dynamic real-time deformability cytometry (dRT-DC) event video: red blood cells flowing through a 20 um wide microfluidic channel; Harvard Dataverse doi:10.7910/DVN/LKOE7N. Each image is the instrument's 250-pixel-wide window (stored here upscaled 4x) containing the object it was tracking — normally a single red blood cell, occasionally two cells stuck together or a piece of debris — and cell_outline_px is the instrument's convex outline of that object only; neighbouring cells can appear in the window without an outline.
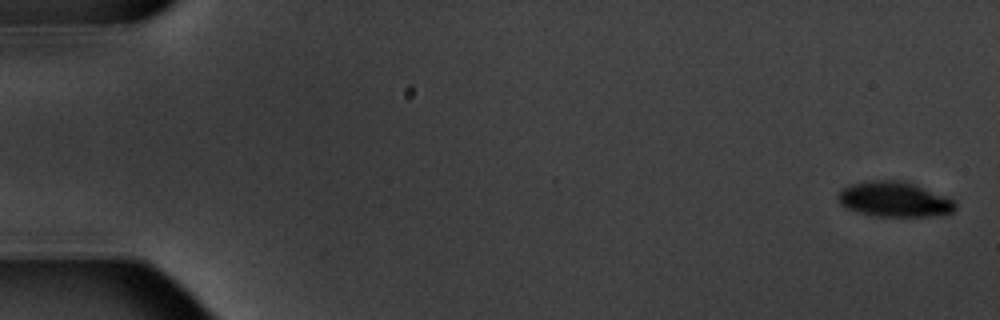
{"species": "common noctule bat (a hibernating species)", "species_latin": "Nyctalus noctula", "temperature_condition": "warm", "stored_images_in_passage": 7, "camera_frame_rate_fps": 3000, "um_per_image_px": 0.085, "animal": {"sex": "male", "body_mass_g": 20.1, "forearm_length_mm": 53.5}, "frame": {"image": 1, "passage_image": 1, "time_ms": 0.0, "image_size_px": [1000, 320], "cell_outline_px": [[956, 208], [952, 212], [932, 216], [872, 216], [856, 212], [840, 204], [836, 196], [848, 184], [872, 180], [900, 180], [948, 196], [956, 200]], "centroid_in_image_um": [76.02, 16.94], "position_along_channel_um": 9.0, "area_um2": 24.1}}
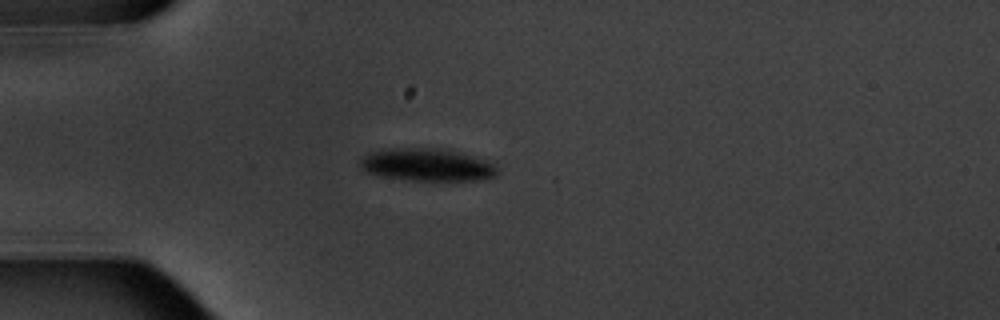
{"frame": {"image": 2, "passage_image": 5, "time_ms": 5.0, "image_size_px": [1000, 320], "cell_outline_px": [[500, 172], [496, 176], [488, 180], [408, 180], [384, 176], [368, 172], [360, 164], [360, 160], [364, 156], [372, 152], [400, 148], [428, 148], [456, 152], [488, 160], [500, 168]], "centroid_in_image_um": [36.42, 14.03], "position_along_channel_um": 48.6, "area_um2": 25.66}}